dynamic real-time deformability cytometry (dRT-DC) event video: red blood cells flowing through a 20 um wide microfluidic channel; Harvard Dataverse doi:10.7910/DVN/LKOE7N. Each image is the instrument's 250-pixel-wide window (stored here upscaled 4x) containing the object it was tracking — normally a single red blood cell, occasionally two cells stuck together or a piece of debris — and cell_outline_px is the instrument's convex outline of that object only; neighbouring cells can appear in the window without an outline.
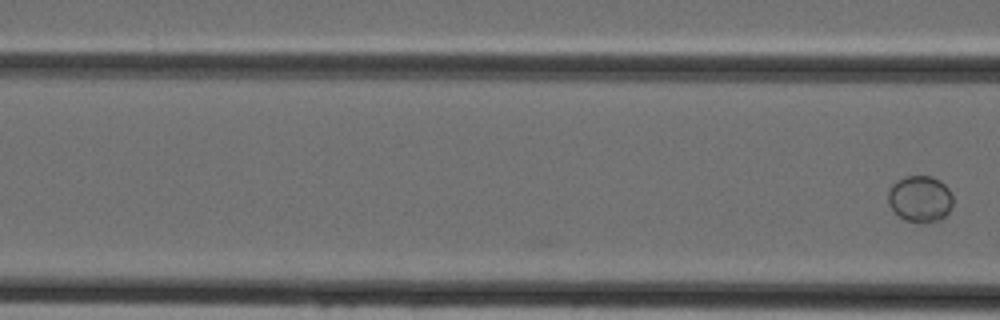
{"species": "Egyptian fruit bat (a non-hibernating species)", "species_latin": "Rousettus aegyptiacus", "temperature_condition": "cold", "stored_images_in_passage": 6, "camera_frame_rate_fps": 3000, "um_per_image_px": 0.085, "animal": {"sex": "female"}, "frame": {"image": 1, "passage_image": 6, "time_ms": 1.667, "image_size_px": [1000, 320], "cell_outline_px": [[952, 204], [948, 212], [940, 220], [924, 224], [904, 220], [888, 204], [888, 192], [892, 184], [896, 180], [904, 176], [932, 176], [940, 180], [948, 188], [952, 196]], "centroid_in_image_um": [78.2, 16.9], "position_along_channel_um": 88.4, "area_um2": 17.69}}